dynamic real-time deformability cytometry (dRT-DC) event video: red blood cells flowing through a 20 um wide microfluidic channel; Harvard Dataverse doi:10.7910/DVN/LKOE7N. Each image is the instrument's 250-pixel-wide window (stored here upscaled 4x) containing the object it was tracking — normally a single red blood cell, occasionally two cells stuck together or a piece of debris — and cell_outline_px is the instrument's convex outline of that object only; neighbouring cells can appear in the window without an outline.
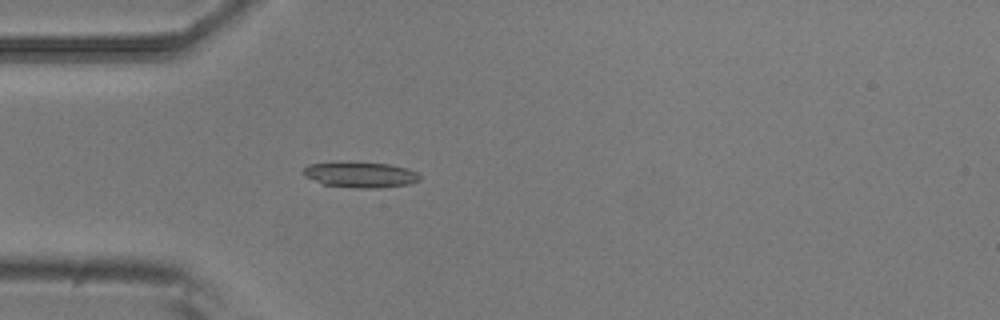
{"species": "common noctule bat (a hibernating species)", "species_latin": "Nyctalus noctula", "temperature_condition": "room temperature", "stored_images_in_passage": 4, "camera_frame_rate_fps": 3000, "um_per_image_px": 0.085, "animal": {"sex": "male", "body_mass_g": 20.5, "forearm_length_mm": 52.5}, "frame": {"image": 1, "passage_image": 4, "time_ms": 1.0, "image_size_px": [1000, 320], "cell_outline_px": [[420, 180], [408, 184], [376, 188], [360, 188], [324, 184], [304, 176], [300, 172], [308, 164], [392, 164], [408, 168], [416, 172], [420, 176]], "centroid_in_image_um": [30.67, 14.88], "position_along_channel_um": 54.3, "area_um2": 16.65}}